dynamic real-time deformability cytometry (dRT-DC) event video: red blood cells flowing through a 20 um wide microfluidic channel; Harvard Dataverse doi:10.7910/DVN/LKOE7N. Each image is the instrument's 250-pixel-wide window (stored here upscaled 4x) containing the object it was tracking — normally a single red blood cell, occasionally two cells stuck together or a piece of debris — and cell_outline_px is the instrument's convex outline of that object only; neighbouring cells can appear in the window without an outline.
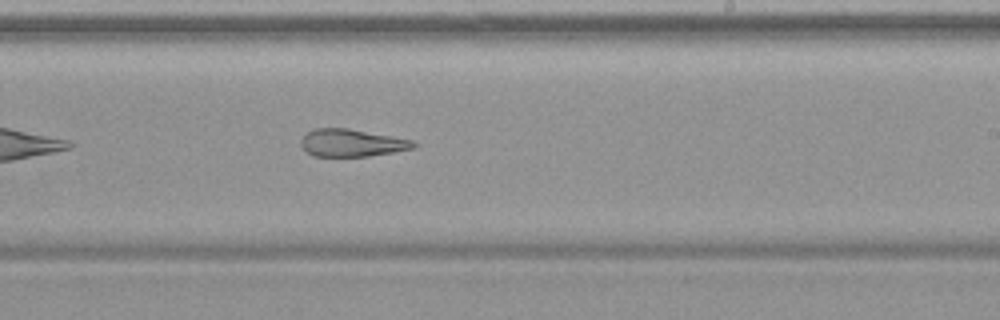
{"species": "common noctule bat (a hibernating species)", "species_latin": "Nyctalus noctula", "temperature_condition": "warm", "stored_images_in_passage": 30, "camera_frame_rate_fps": 3000, "um_per_image_px": 0.085, "animal": {"sex": "female", "body_mass_g": 19.9}, "frame": {"image": 1, "passage_image": 18, "time_ms": 5.667, "image_size_px": [1000, 320], "cell_outline_px": [[420, 144], [416, 148], [368, 156], [312, 156], [300, 144], [300, 140], [308, 132], [316, 128], [348, 128], [412, 140]], "centroid_in_image_um": [29.93, 12.14], "position_along_channel_um": 259.1, "area_um2": 17.92}}